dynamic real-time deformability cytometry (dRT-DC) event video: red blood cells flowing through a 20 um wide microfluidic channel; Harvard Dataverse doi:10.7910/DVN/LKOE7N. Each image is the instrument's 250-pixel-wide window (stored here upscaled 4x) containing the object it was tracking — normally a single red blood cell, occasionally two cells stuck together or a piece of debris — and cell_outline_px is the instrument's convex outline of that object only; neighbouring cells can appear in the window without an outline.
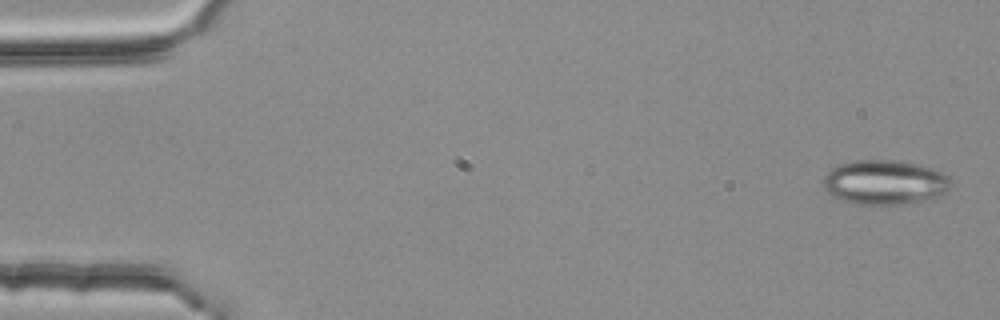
{"species": "common noctule bat (a hibernating species)", "species_latin": "Nyctalus noctula", "temperature_condition": "room temperature", "stored_images_in_passage": 4, "camera_frame_rate_fps": 3000, "um_per_image_px": 0.085, "animal": {"sex": "female", "body_mass_g": 25.1}, "frame": {"image": 1, "passage_image": 1, "time_ms": 0.0, "image_size_px": [1000, 320], "cell_outline_px": [[952, 184], [944, 192], [936, 196], [904, 204], [852, 204], [840, 200], [832, 196], [824, 188], [824, 176], [836, 164], [856, 160], [900, 160], [916, 164], [940, 172], [948, 176]], "centroid_in_image_um": [75.14, 15.49], "position_along_channel_um": 9.9, "area_um2": 32.89}}